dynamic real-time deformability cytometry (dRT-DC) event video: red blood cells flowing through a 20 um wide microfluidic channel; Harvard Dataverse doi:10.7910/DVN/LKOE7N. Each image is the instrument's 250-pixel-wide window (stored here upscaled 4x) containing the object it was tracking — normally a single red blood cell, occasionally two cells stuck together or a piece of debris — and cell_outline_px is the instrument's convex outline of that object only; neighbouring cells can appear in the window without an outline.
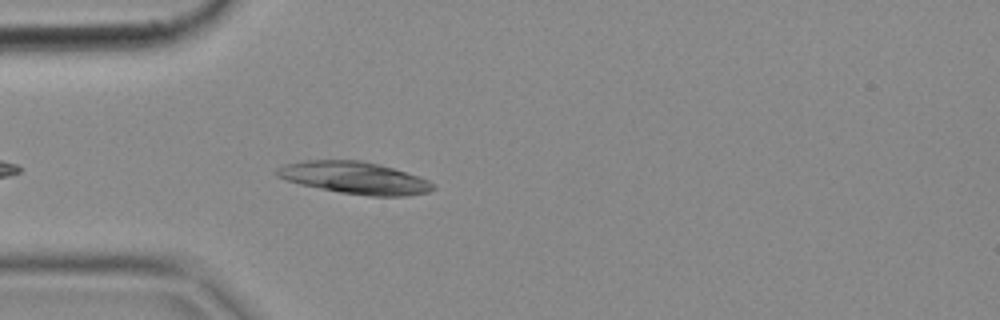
{"species": "common noctule bat (a hibernating species)", "species_latin": "Nyctalus noctula", "temperature_condition": "cold", "stored_images_in_passage": 4, "camera_frame_rate_fps": 3000, "um_per_image_px": 0.085, "animal": {"sex": "female", "body_mass_g": 18.4}, "frame": {"image": 1, "passage_image": 4, "time_ms": 1.0, "image_size_px": [1000, 320], "cell_outline_px": [[436, 188], [428, 192], [404, 196], [372, 196], [340, 192], [300, 184], [276, 176], [276, 168], [284, 164], [304, 160], [360, 160], [392, 168], [420, 176], [436, 184]], "centroid_in_image_um": [30.16, 15.11], "position_along_channel_um": 54.8, "area_um2": 29.07}}